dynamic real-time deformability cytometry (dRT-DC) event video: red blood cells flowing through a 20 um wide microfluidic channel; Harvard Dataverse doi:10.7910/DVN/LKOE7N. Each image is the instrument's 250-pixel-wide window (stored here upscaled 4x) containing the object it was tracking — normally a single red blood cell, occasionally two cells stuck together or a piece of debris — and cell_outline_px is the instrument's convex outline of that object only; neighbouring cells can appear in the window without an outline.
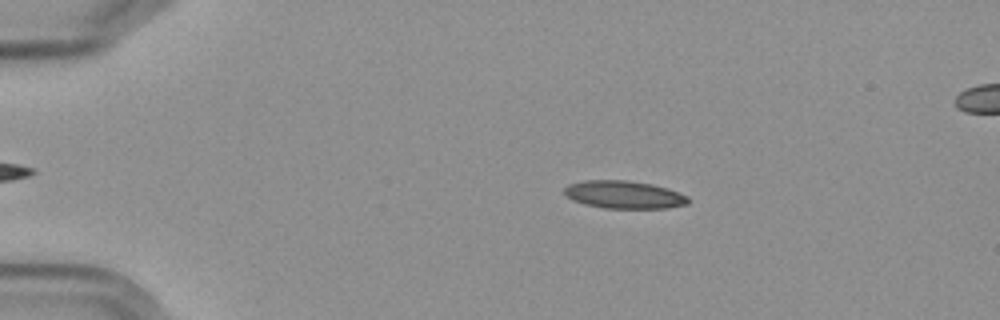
{"species": "Egyptian fruit bat (a non-hibernating species)", "species_latin": "Rousettus aegyptiacus", "temperature_condition": "cold", "stored_images_in_passage": 6, "camera_frame_rate_fps": 3000, "um_per_image_px": 0.085, "frame": {"image": 1, "passage_image": 4, "time_ms": 3.667, "image_size_px": [1000, 320], "cell_outline_px": [[688, 204], [668, 208], [604, 208], [584, 204], [572, 200], [564, 192], [564, 188], [568, 184], [584, 180], [628, 180], [652, 184], [668, 188], [688, 196]], "centroid_in_image_um": [53.04, 16.54], "position_along_channel_um": 32.0, "area_um2": 20.11}}